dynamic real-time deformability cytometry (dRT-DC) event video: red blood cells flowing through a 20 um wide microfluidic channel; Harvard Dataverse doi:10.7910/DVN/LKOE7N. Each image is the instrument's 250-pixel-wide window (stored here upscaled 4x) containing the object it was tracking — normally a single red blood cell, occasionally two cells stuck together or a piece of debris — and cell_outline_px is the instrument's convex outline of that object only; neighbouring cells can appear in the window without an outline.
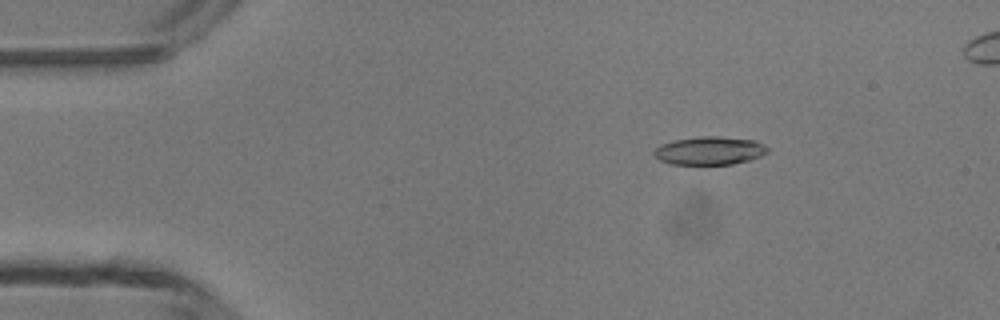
{"species": "common noctule bat (a hibernating species)", "species_latin": "Nyctalus noctula", "temperature_condition": "room temperature", "stored_images_in_passage": 5, "camera_frame_rate_fps": 3000, "um_per_image_px": 0.085, "animal": {"sex": "male", "body_mass_g": 13.3}, "frame": {"image": 1, "passage_image": 3, "time_ms": 2.333, "image_size_px": [1000, 320], "cell_outline_px": [[768, 152], [760, 156], [748, 160], [732, 164], [672, 164], [660, 160], [652, 152], [660, 144], [676, 140], [700, 136], [716, 136], [752, 140], [764, 144], [768, 148]], "centroid_in_image_um": [60.31, 12.8], "position_along_channel_um": 24.7, "area_um2": 18.44}}